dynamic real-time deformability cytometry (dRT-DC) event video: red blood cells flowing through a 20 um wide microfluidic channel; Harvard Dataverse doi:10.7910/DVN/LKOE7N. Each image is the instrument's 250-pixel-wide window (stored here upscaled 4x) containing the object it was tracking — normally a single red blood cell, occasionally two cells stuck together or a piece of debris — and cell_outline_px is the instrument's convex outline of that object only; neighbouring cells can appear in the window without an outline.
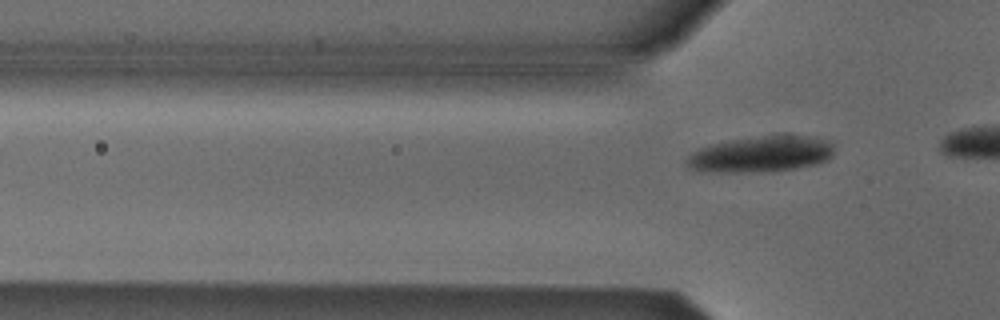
{"species": "Egyptian fruit bat (a non-hibernating species)", "species_latin": "Rousettus aegyptiacus", "temperature_condition": "cold", "stored_images_in_passage": 3, "segment_of_instrument_passage": [2, 2], "camera_frame_rate_fps": 3000, "um_per_image_px": 0.085, "animal": {"sex": "male"}, "frame": {"image": 1, "passage_image": 3, "time_ms": 3.333, "image_size_px": [1000, 320], "cell_outline_px": [[832, 156], [828, 160], [816, 164], [796, 168], [772, 172], [696, 172], [688, 168], [684, 160], [692, 152], [700, 148], [712, 144], [732, 140], [764, 136], [816, 136], [832, 140]], "centroid_in_image_um": [64.67, 13.13], "position_along_channel_um": 61.1, "area_um2": 31.27}}